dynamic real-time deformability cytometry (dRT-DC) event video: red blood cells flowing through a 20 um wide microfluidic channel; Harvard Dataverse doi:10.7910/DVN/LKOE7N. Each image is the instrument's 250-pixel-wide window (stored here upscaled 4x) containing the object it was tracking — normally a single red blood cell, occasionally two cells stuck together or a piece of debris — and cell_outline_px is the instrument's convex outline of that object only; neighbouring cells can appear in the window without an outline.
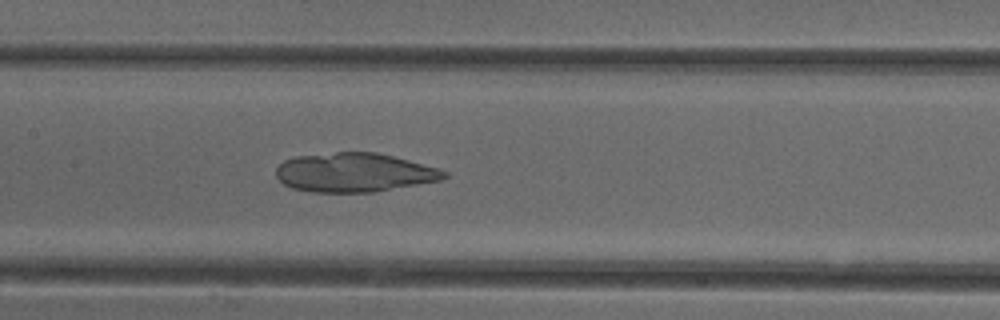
{"species": "common noctule bat (a hibernating species)", "species_latin": "Nyctalus noctula", "temperature_condition": "cold", "stored_images_in_passage": 52, "camera_frame_rate_fps": 3000, "um_per_image_px": 0.085, "animal": {"sex": "female"}, "frame": {"image": 1, "passage_image": 25, "time_ms": 8.0, "image_size_px": [1000, 320], "cell_outline_px": [[448, 176], [440, 180], [372, 192], [312, 192], [292, 188], [284, 184], [276, 176], [276, 168], [284, 160], [296, 156], [336, 152], [376, 152], [440, 168], [448, 172]], "centroid_in_image_um": [30.11, 14.66], "position_along_channel_um": 177.3, "area_um2": 38.09}}
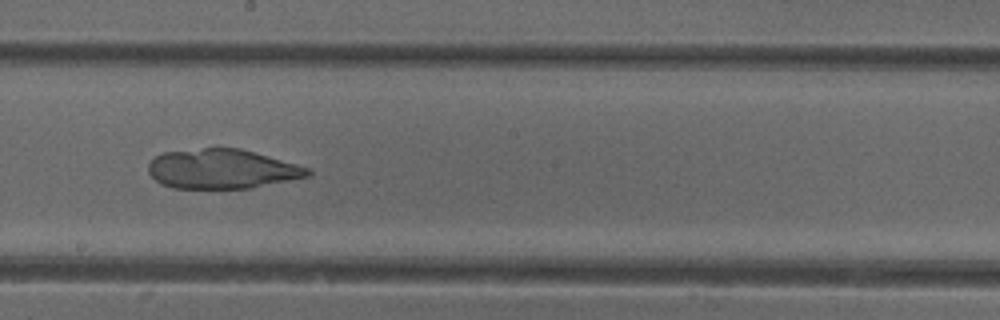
{"frame": {"image": 2, "passage_image": 29, "time_ms": 9.333, "image_size_px": [1000, 320], "cell_outline_px": [[312, 176], [252, 188], [172, 188], [160, 184], [148, 172], [148, 164], [156, 156], [164, 152], [204, 148], [240, 148], [296, 164], [308, 168], [312, 172]], "centroid_in_image_um": [18.88, 14.37], "position_along_channel_um": 229.3, "area_um2": 36.7}}
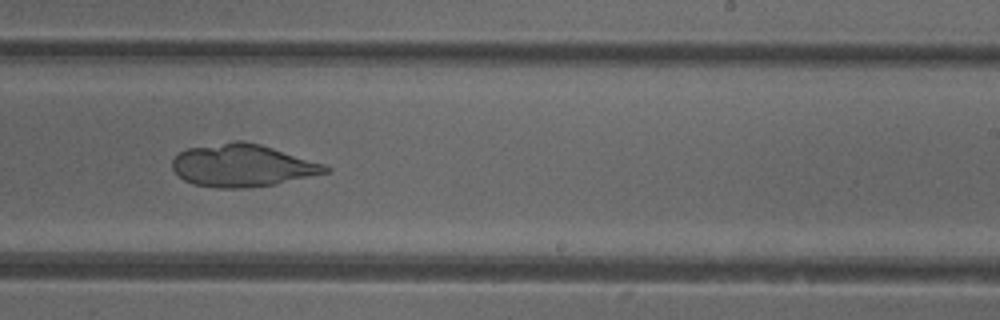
{"frame": {"image": 3, "passage_image": 32, "time_ms": 10.333, "image_size_px": [1000, 320], "cell_outline_px": [[332, 168], [328, 172], [276, 184], [236, 188], [216, 188], [192, 184], [184, 180], [172, 168], [172, 160], [180, 152], [188, 148], [232, 140], [244, 140], [260, 144], [324, 164]], "centroid_in_image_um": [20.58, 14.06], "position_along_channel_um": 268.4, "area_um2": 37.74}}